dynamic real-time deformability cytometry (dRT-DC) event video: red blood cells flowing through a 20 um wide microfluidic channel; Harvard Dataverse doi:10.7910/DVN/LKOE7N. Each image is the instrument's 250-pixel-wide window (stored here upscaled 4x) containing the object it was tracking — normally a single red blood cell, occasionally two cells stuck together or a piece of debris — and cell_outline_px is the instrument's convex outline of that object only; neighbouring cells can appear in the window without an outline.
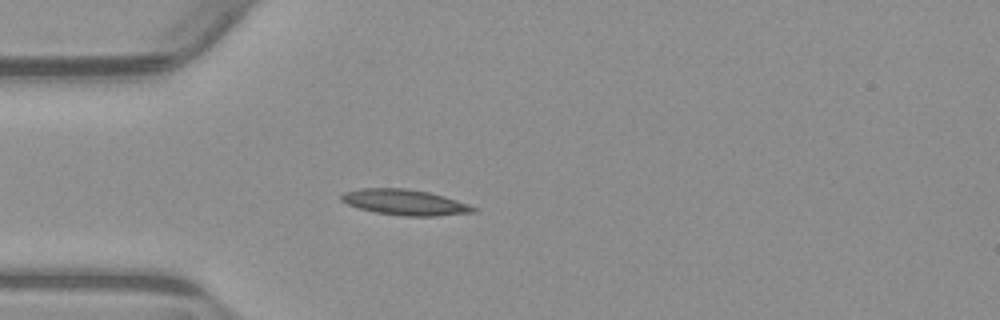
{"species": "common noctule bat (a hibernating species)", "species_latin": "Nyctalus noctula", "temperature_condition": "warm", "stored_images_in_passage": 40, "camera_frame_rate_fps": 3000, "um_per_image_px": 0.085, "animal": {"sex": "male", "body_mass_g": 23.1, "forearm_length_mm": 52.7}, "frame": {"image": 1, "passage_image": 1, "time_ms": 0.0, "image_size_px": [1000, 320], "cell_outline_px": [[476, 212], [436, 216], [404, 216], [376, 212], [360, 208], [348, 204], [340, 200], [340, 196], [344, 192], [360, 188], [404, 188], [428, 192], [444, 196], [468, 204], [476, 208]], "centroid_in_image_um": [34.4, 17.19], "position_along_channel_um": 50.6, "area_um2": 19.59}}
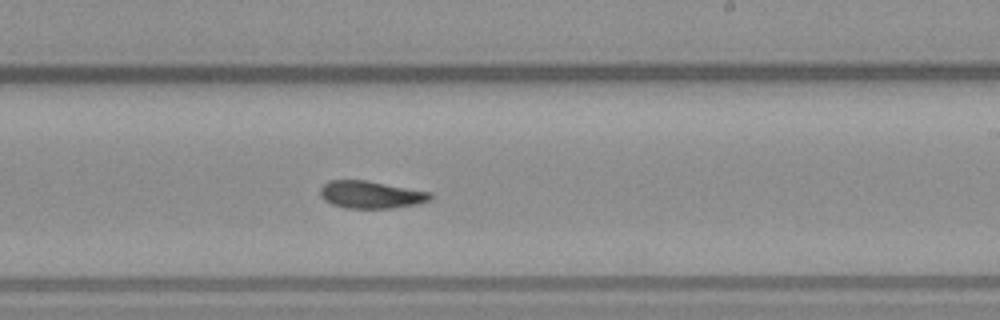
{"frame": {"image": 2, "passage_image": 18, "time_ms": 5.667, "image_size_px": [1000, 320], "cell_outline_px": [[432, 200], [416, 204], [392, 208], [348, 208], [332, 204], [324, 200], [320, 196], [320, 188], [328, 180], [368, 180], [432, 192]], "centroid_in_image_um": [31.54, 16.53], "position_along_channel_um": 257.5, "area_um2": 17.74}}
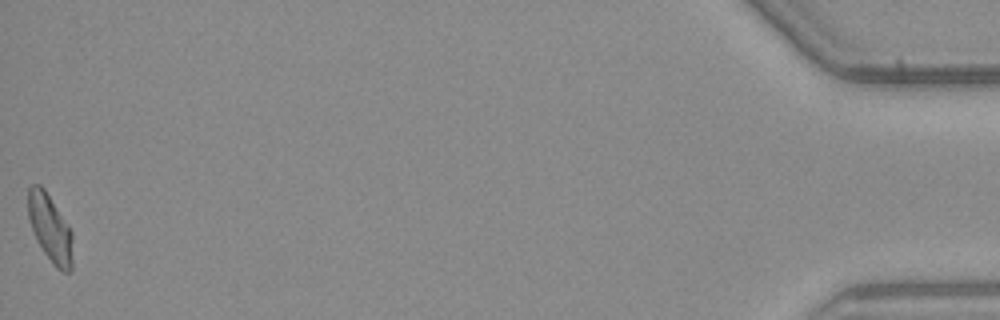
{"frame": {"image": 3, "passage_image": 40, "time_ms": 13.0, "image_size_px": [1000, 320], "cell_outline_px": [[72, 272], [64, 272], [56, 268], [44, 252], [36, 240], [28, 216], [28, 188], [32, 184], [40, 184], [44, 188], [72, 232]], "centroid_in_image_um": [4.26, 19.42], "position_along_channel_um": 430.9, "area_um2": 17.4}}